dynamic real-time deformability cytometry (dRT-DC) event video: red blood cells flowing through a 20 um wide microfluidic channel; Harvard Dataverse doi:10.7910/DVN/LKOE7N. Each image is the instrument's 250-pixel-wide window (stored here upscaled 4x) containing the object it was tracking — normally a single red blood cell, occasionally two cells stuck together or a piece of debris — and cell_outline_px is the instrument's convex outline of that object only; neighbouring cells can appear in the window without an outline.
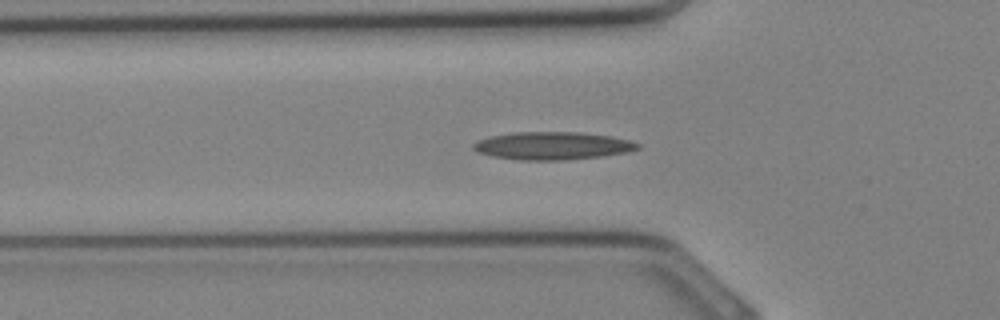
{"species": "Egyptian fruit bat (a non-hibernating species)", "species_latin": "Rousettus aegyptiacus", "temperature_condition": "cold", "stored_images_in_passage": 11, "camera_frame_rate_fps": 3000, "um_per_image_px": 0.085, "animal": {"sex": "female"}, "frame": {"image": 1, "passage_image": 10, "time_ms": 3.0, "image_size_px": [1000, 320], "cell_outline_px": [[640, 148], [628, 152], [604, 156], [564, 160], [520, 160], [492, 156], [476, 152], [472, 148], [472, 144], [476, 140], [488, 136], [512, 132], [580, 132], [612, 136], [632, 140], [640, 144]], "centroid_in_image_um": [46.95, 12.38], "position_along_channel_um": 78.8, "area_um2": 27.05}}